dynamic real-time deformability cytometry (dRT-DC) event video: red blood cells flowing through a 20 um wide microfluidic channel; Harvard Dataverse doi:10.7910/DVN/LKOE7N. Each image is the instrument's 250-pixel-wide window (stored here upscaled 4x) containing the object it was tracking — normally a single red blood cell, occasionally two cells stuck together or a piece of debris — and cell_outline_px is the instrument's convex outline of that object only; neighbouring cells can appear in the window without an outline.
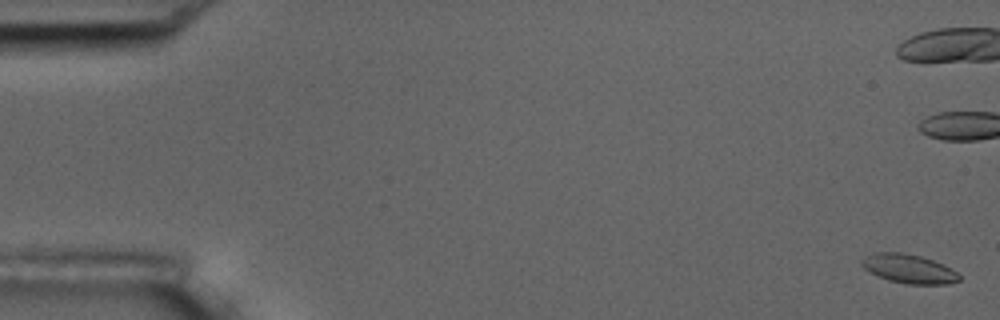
{"species": "common noctule bat (a hibernating species)", "species_latin": "Nyctalus noctula", "temperature_condition": "room temperature", "stored_images_in_passage": 7, "camera_frame_rate_fps": 3000, "um_per_image_px": 0.085, "animal": {"sex": "male", "body_mass_g": 17.5, "forearm_length_mm": 52.3}, "frame": {"image": 1, "passage_image": 1, "time_ms": 0.0, "image_size_px": [1000, 320], "cell_outline_px": [[960, 280], [948, 284], [908, 284], [888, 280], [876, 276], [864, 268], [860, 264], [860, 260], [864, 256], [876, 252], [900, 252], [920, 256], [944, 264], [952, 268], [960, 276]], "centroid_in_image_um": [77.23, 22.84], "position_along_channel_um": 7.8, "area_um2": 16.59}}